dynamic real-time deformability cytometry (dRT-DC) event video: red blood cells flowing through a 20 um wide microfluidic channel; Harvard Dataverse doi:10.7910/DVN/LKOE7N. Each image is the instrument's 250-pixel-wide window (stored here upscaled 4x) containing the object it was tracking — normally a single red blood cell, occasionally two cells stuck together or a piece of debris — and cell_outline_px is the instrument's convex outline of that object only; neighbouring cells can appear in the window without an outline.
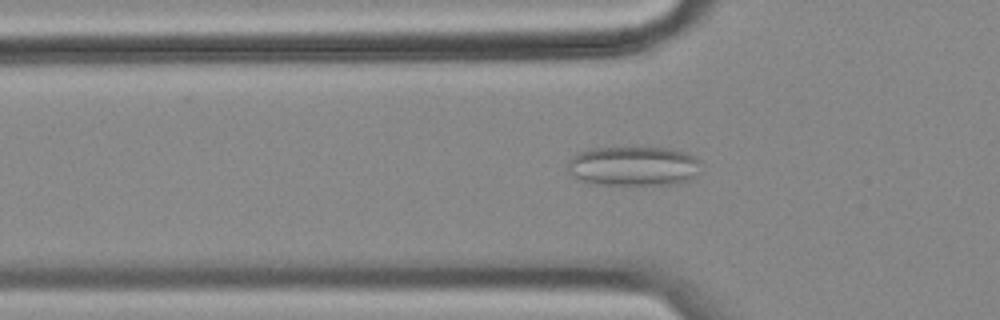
{"species": "common noctule bat (a hibernating species)", "species_latin": "Nyctalus noctula", "temperature_condition": "cold", "stored_images_in_passage": 42, "camera_frame_rate_fps": 3000, "um_per_image_px": 0.085, "animal": {"sex": "female", "body_mass_g": 18.4}, "frame": {"image": 1, "passage_image": 4, "time_ms": 1.0, "image_size_px": [1000, 320], "cell_outline_px": [[700, 160], [696, 172], [688, 180], [676, 184], [592, 184], [580, 180], [568, 172], [568, 160], [580, 152], [592, 148], [668, 148], [684, 152], [696, 156]], "centroid_in_image_um": [53.82, 14.11], "position_along_channel_um": 72.0, "area_um2": 30.4}}
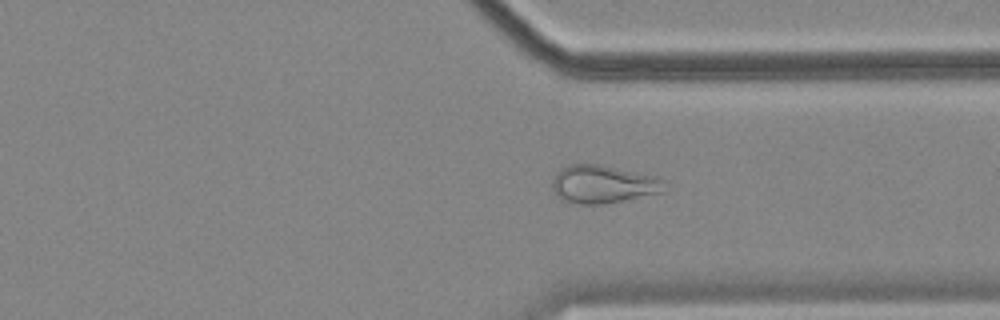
{"frame": {"image": 2, "passage_image": 28, "time_ms": 9.0, "image_size_px": [1000, 320], "cell_outline_px": [[664, 192], [600, 204], [576, 204], [560, 200], [556, 196], [552, 188], [552, 180], [560, 168], [568, 164], [600, 164], [656, 176], [664, 180]], "centroid_in_image_um": [51.21, 15.65], "position_along_channel_um": 360.2, "area_um2": 24.91}}
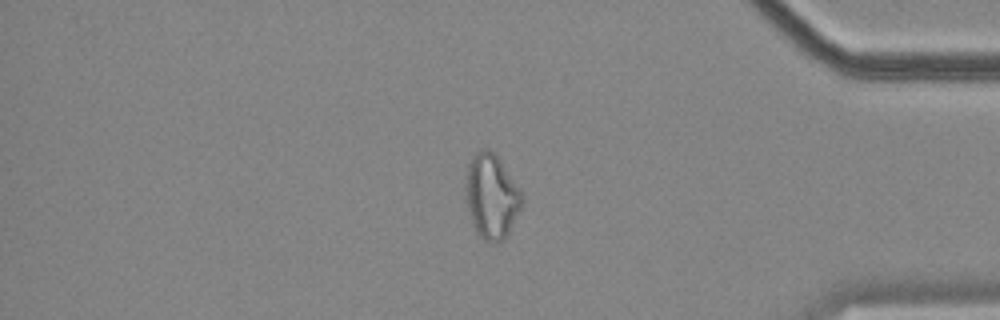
{"frame": {"image": 3, "passage_image": 33, "time_ms": 10.667, "image_size_px": [1000, 320], "cell_outline_px": [[524, 200], [504, 240], [496, 244], [492, 244], [484, 240], [476, 232], [472, 224], [468, 208], [464, 176], [468, 164], [472, 156], [476, 152], [488, 148], [500, 160], [520, 188], [524, 196]], "centroid_in_image_um": [41.77, 16.7], "position_along_channel_um": 393.4, "area_um2": 27.8}, "authors_computed_cell_mechanics": {"area_um2": 25.0274, "velocity_mm_per_s": 3.5976, "shape_relaxation_time_tau1_ms": null, "shape_relaxation_time_tau2_ms": 2.3447, "deformation_change_tau1": null, "deformation_change_tau2": 0.1061}}